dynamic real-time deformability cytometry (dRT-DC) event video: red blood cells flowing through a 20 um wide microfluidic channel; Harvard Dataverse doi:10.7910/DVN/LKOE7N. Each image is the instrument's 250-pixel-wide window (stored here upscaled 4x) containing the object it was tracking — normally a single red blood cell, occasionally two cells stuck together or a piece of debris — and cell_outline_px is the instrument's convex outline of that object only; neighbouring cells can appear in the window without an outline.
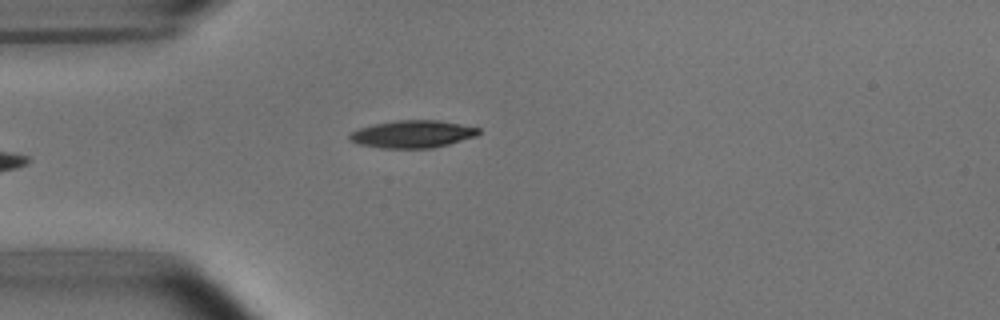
{"species": "common noctule bat (a hibernating species)", "species_latin": "Nyctalus noctula", "temperature_condition": "room temperature", "stored_images_in_passage": 5, "camera_frame_rate_fps": 3000, "um_per_image_px": 0.085, "animal": {"sex": "male", "body_mass_g": 15.6}, "frame": {"image": 1, "passage_image": 5, "time_ms": 5.333, "image_size_px": [1000, 320], "cell_outline_px": [[480, 132], [476, 136], [448, 144], [432, 148], [380, 148], [360, 144], [352, 140], [348, 136], [352, 132], [360, 128], [376, 124], [396, 120], [440, 120], [480, 128]], "centroid_in_image_um": [35.1, 11.39], "position_along_channel_um": 49.9, "area_um2": 20.4}}